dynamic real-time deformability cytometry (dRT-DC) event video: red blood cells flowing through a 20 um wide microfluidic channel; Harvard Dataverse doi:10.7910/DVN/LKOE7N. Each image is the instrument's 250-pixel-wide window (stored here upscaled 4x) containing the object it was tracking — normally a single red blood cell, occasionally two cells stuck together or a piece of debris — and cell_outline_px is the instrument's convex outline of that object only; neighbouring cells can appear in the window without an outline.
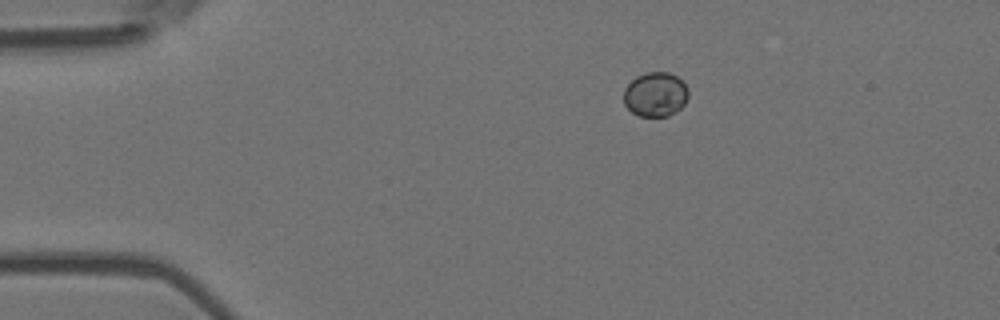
{"species": "Egyptian fruit bat (a non-hibernating species)", "species_latin": "Rousettus aegyptiacus", "temperature_condition": "room temperature", "stored_images_in_passage": 2, "camera_frame_rate_fps": 3000, "um_per_image_px": 0.085, "animal": {"sex": "female"}, "frame": {"image": 1, "passage_image": 1, "time_ms": 0.0, "image_size_px": [1000, 320], "cell_outline_px": [[688, 96], [684, 104], [680, 108], [668, 116], [640, 116], [632, 112], [624, 104], [624, 88], [636, 76], [644, 72], [668, 72], [676, 76], [688, 88]], "centroid_in_image_um": [55.7, 8.01], "position_along_channel_um": 29.3, "area_um2": 16.7}}